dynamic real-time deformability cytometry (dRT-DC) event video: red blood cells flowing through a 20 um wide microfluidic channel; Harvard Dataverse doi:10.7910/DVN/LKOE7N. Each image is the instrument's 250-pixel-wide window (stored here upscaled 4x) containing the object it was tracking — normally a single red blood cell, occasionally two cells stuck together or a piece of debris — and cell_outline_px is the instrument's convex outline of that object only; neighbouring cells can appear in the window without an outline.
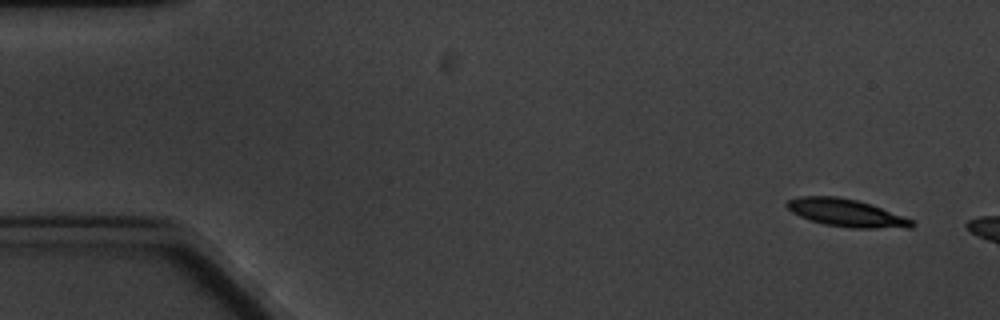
{"species": "common noctule bat (a hibernating species)", "species_latin": "Nyctalus noctula", "temperature_condition": "cold", "stored_images_in_passage": 3, "camera_frame_rate_fps": 3000, "um_per_image_px": 0.085, "animal": {"sex": "male", "body_mass_g": 20.1, "forearm_length_mm": 53.5}, "frame": {"image": 1, "passage_image": 1, "time_ms": 0.0, "image_size_px": [1000, 320], "cell_outline_px": [[916, 224], [912, 228], [852, 228], [824, 224], [800, 216], [792, 212], [784, 204], [788, 200], [800, 196], [836, 196], [856, 200], [904, 216], [912, 220]], "centroid_in_image_um": [71.94, 18.1], "position_along_channel_um": 13.1, "area_um2": 19.88}}